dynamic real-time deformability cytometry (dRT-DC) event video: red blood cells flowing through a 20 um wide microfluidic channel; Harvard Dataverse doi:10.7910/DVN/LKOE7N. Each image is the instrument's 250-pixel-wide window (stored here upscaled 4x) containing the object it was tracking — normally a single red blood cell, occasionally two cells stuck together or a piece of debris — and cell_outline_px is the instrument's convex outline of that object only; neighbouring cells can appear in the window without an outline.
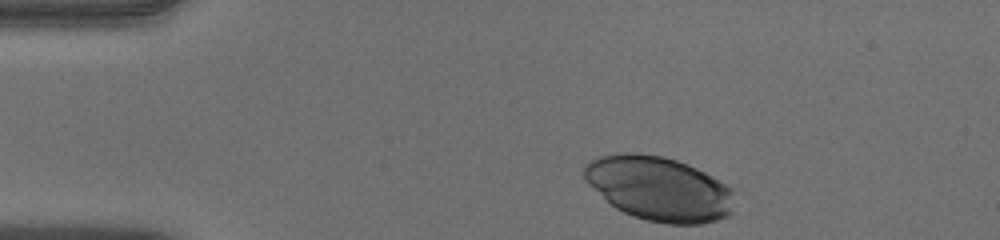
{"species": "human", "species_latin": "Homo sapiens", "temperature_condition": "warm", "stored_images_in_passage": 35, "camera_frame_rate_fps": 3000, "um_per_image_px": 0.085, "donor": {"sex": "male"}, "frame": {"image": 1, "passage_image": 1, "time_ms": 0.0, "image_size_px": [1000, 240], "cell_outline_px": [[732, 216], [704, 224], [668, 224], [648, 220], [632, 216], [616, 208], [584, 176], [584, 164], [588, 160], [600, 156], [616, 152], [640, 152], [664, 156], [688, 164], [712, 176], [732, 188]], "centroid_in_image_um": [56.06, 16.02], "position_along_channel_um": 28.9, "area_um2": 56.18}}